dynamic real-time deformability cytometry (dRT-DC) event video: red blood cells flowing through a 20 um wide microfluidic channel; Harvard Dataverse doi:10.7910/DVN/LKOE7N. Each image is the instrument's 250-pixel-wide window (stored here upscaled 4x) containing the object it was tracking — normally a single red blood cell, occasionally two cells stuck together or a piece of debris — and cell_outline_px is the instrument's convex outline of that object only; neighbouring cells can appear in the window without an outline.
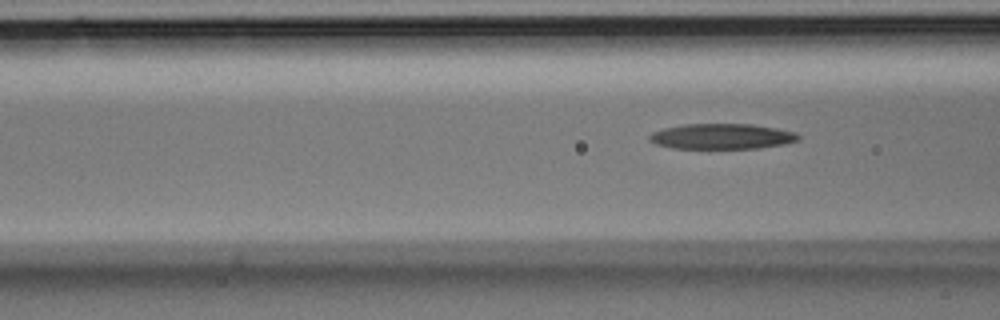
{"species": "Egyptian fruit bat (a non-hibernating species)", "species_latin": "Rousettus aegyptiacus", "temperature_condition": "room temperature", "stored_images_in_passage": 4, "camera_frame_rate_fps": 3000, "um_per_image_px": 0.085, "animal": {"sex": "male"}, "frame": {"image": 1, "passage_image": 4, "time_ms": 1.0, "image_size_px": [1000, 320], "cell_outline_px": [[800, 140], [784, 144], [760, 148], [672, 148], [656, 144], [648, 140], [648, 136], [652, 132], [664, 128], [684, 124], [752, 124], [776, 128], [796, 132], [800, 136]], "centroid_in_image_um": [61.36, 11.59], "position_along_channel_um": 105.2, "area_um2": 22.14}}